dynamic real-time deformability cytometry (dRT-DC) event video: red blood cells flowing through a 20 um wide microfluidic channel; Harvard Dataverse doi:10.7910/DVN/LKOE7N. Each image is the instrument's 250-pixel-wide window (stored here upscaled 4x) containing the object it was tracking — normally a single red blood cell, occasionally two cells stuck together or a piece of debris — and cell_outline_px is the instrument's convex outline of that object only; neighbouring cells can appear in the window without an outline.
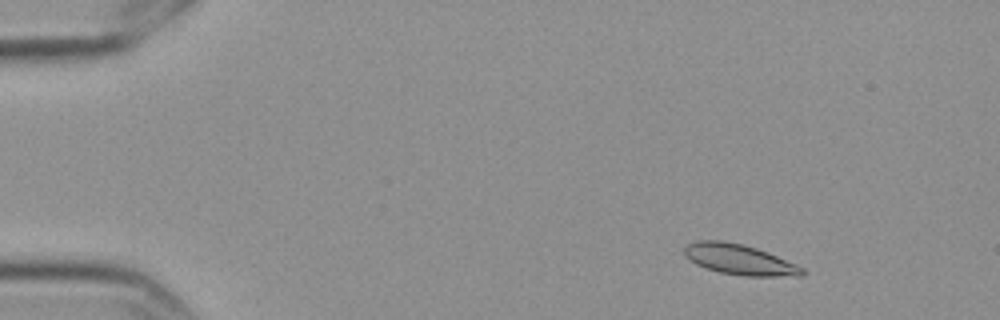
{"species": "Egyptian fruit bat (a non-hibernating species)", "species_latin": "Rousettus aegyptiacus", "temperature_condition": "cold", "stored_images_in_passage": 6, "camera_frame_rate_fps": 3000, "um_per_image_px": 0.085, "frame": {"image": 1, "passage_image": 2, "time_ms": 0.333, "image_size_px": [1000, 320], "cell_outline_px": [[804, 272], [800, 276], [744, 276], [720, 272], [696, 264], [684, 252], [684, 248], [688, 244], [700, 240], [720, 240], [740, 244], [756, 248], [768, 252], [796, 264], [804, 268]], "centroid_in_image_um": [62.89, 22.06], "position_along_channel_um": 22.1, "area_um2": 20.52}}
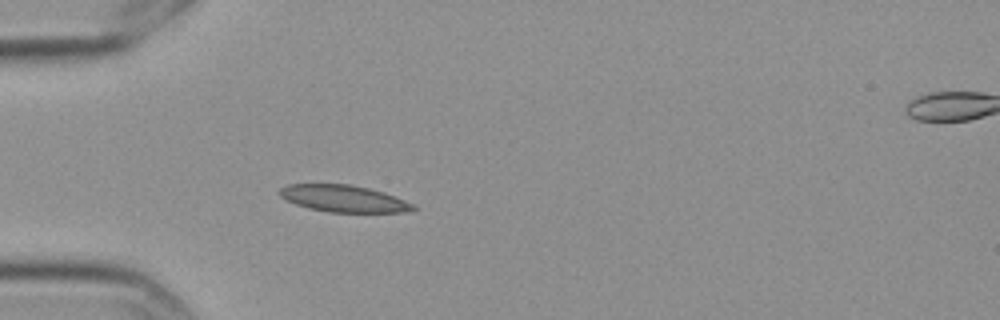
{"frame": {"image": 2, "passage_image": 5, "time_ms": 1.333, "image_size_px": [1000, 320], "cell_outline_px": [[416, 208], [404, 212], [328, 212], [308, 208], [296, 204], [280, 196], [276, 192], [280, 188], [288, 184], [348, 184], [368, 188], [384, 192], [416, 204]], "centroid_in_image_um": [29.2, 16.87], "position_along_channel_um": 55.8, "area_um2": 20.92}}